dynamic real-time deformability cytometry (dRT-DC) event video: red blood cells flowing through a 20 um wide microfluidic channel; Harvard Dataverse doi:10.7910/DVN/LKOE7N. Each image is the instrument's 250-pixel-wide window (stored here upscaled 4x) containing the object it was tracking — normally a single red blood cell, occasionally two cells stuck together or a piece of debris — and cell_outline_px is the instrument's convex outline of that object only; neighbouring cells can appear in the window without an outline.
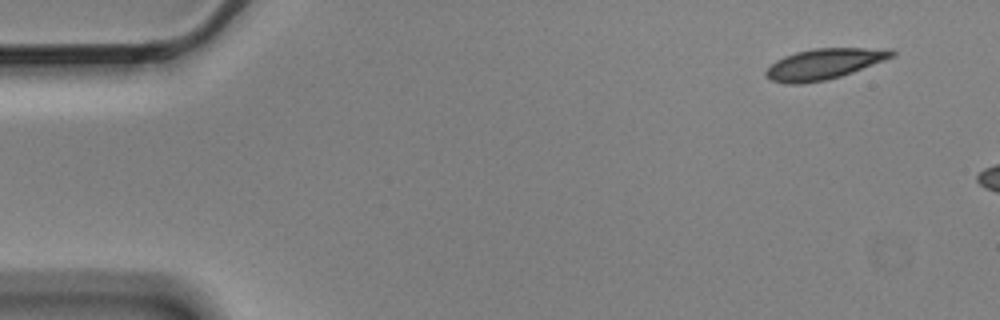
{"species": "Egyptian fruit bat (a non-hibernating species)", "species_latin": "Rousettus aegyptiacus", "temperature_condition": "cold", "stored_images_in_passage": 3, "camera_frame_rate_fps": 3000, "um_per_image_px": 0.085, "animal": {"sex": "male"}, "frame": {"image": 1, "passage_image": 1, "time_ms": 0.0, "image_size_px": [1000, 320], "cell_outline_px": [[896, 56], [852, 72], [840, 76], [824, 80], [804, 84], [784, 84], [772, 80], [764, 72], [776, 60], [784, 56], [796, 52], [812, 48], [892, 48], [896, 52]], "centroid_in_image_um": [70.08, 5.42], "position_along_channel_um": 14.9, "area_um2": 22.54}}